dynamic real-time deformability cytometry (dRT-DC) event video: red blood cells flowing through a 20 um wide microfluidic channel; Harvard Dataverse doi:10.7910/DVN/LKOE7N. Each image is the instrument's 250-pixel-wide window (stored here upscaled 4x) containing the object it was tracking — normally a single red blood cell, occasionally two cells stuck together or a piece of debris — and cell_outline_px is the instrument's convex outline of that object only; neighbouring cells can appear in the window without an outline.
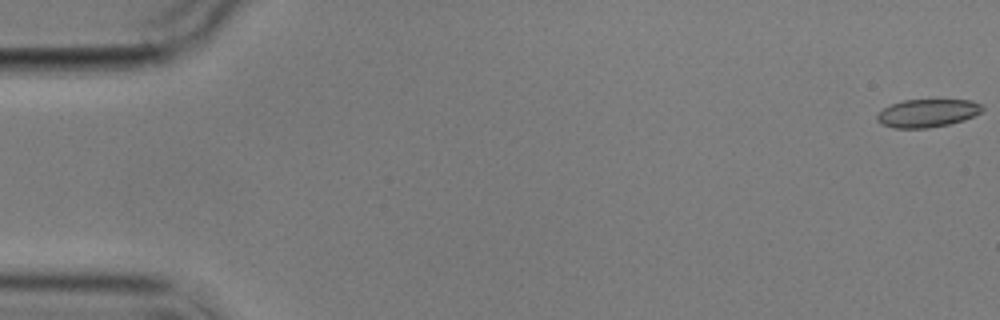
{"species": "common noctule bat (a hibernating species)", "species_latin": "Nyctalus noctula", "temperature_condition": "cold", "stored_images_in_passage": 5, "segment_of_instrument_passage": [2, 2], "camera_frame_rate_fps": 3000, "um_per_image_px": 0.085, "animal": {"sex": "male", "body_mass_g": 17.9}, "frame": {"image": 1, "passage_image": 5, "time_ms": 6.333, "image_size_px": [1000, 320], "cell_outline_px": [[984, 108], [980, 112], [964, 120], [948, 124], [928, 128], [892, 128], [876, 120], [876, 116], [884, 108], [892, 104], [904, 100], [972, 100], [980, 104]], "centroid_in_image_um": [78.83, 9.61], "position_along_channel_um": 6.2, "area_um2": 16.99}}